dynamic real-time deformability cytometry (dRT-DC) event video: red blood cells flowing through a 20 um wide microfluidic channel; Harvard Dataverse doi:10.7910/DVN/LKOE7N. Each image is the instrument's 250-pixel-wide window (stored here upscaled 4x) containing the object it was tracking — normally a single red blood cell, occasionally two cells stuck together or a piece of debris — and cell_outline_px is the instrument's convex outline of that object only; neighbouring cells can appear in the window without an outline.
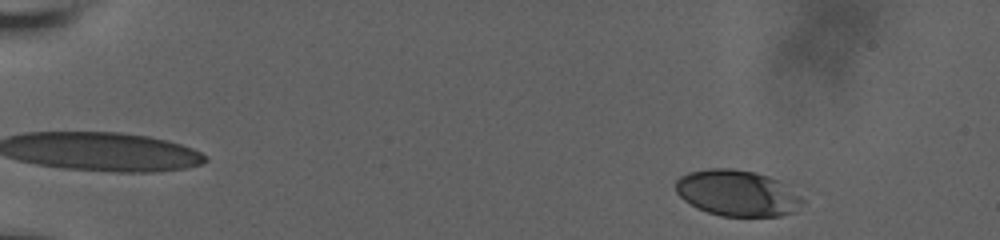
{"species": "human", "species_latin": "Homo sapiens", "temperature_condition": "room temperature", "stored_images_in_passage": 48, "camera_frame_rate_fps": 3000, "um_per_image_px": 0.085, "donor": {"sex": "male"}, "frame": {"image": 1, "passage_image": 3, "time_ms": 0.667, "image_size_px": [1000, 240], "cell_outline_px": [[808, 200], [796, 212], [780, 216], [724, 216], [708, 212], [696, 208], [684, 200], [676, 192], [676, 180], [680, 176], [688, 172], [708, 168], [732, 168], [752, 172], [768, 176], [780, 180]], "centroid_in_image_um": [62.72, 16.42], "position_along_channel_um": 22.3, "area_um2": 34.51}}
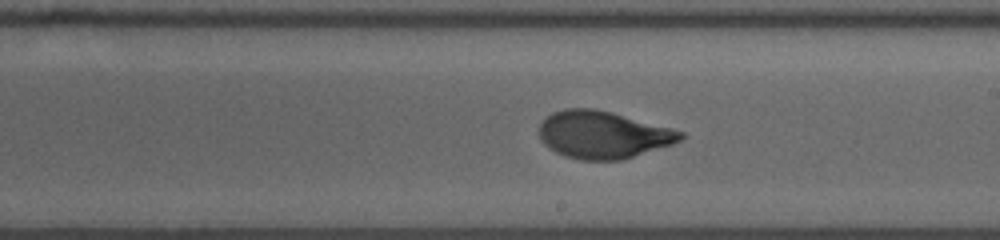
{"frame": {"image": 2, "passage_image": 28, "time_ms": 10.0, "image_size_px": [1000, 240], "cell_outline_px": [[688, 136], [672, 144], [620, 160], [580, 160], [564, 156], [548, 148], [540, 140], [540, 124], [544, 116], [552, 112], [564, 108], [592, 108], [612, 112], [672, 128], [684, 132]], "centroid_in_image_um": [51.23, 11.44], "position_along_channel_um": 237.8, "area_um2": 39.19}}
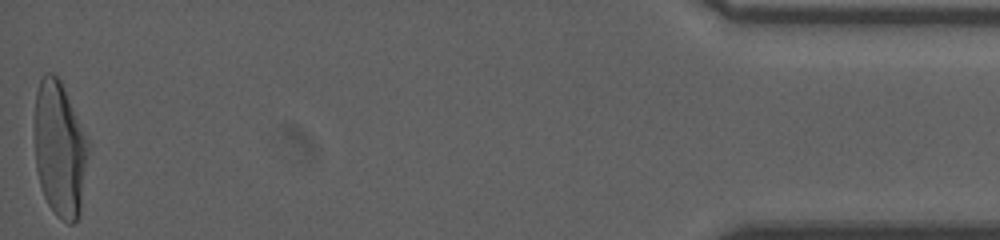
{"frame": {"image": 3, "passage_image": 48, "time_ms": 17.333, "image_size_px": [1000, 240], "cell_outline_px": [[92, 144], [80, 216], [72, 224], [68, 224], [60, 220], [56, 216], [48, 204], [44, 196], [40, 184], [36, 168], [36, 92], [40, 80], [44, 72], [52, 72], [60, 80]], "centroid_in_image_um": [5.15, 12.73], "position_along_channel_um": 430.0, "area_um2": 43.29}, "authors_computed_cell_mechanics": {"area_um2": 38.5237, "velocity_mm_per_s": 3.7593, "shape_relaxation_time_tau1_ms": 4.4305, "shape_relaxation_time_tau2_ms": null, "deformation_change_tau1": 0.1888, "deformation_change_tau2": null}}